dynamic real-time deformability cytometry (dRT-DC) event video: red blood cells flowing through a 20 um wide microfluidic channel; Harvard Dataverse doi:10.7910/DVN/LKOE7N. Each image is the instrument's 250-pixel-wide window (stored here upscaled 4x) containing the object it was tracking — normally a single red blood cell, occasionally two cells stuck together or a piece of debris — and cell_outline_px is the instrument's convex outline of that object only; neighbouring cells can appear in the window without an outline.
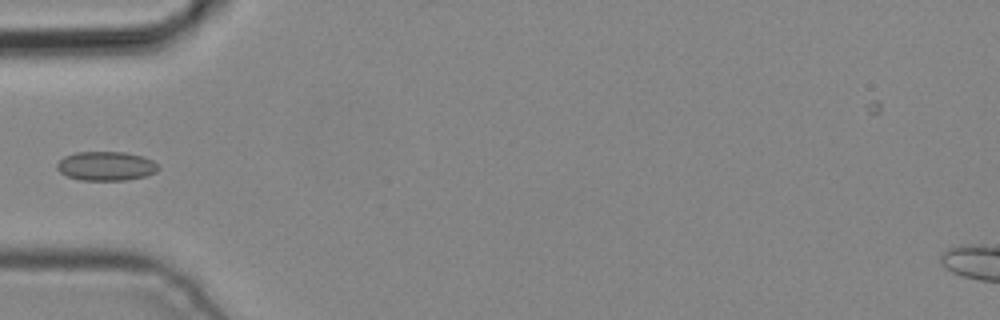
{"species": "common noctule bat (a hibernating species)", "species_latin": "Nyctalus noctula", "temperature_condition": "cold", "stored_images_in_passage": 4, "camera_frame_rate_fps": 3000, "um_per_image_px": 0.085, "animal": {"sex": "male", "body_mass_g": 19.2, "forearm_length_mm": 51.8}, "frame": {"image": 1, "passage_image": 4, "time_ms": 1.0, "image_size_px": [1000, 320], "cell_outline_px": [[160, 168], [156, 172], [144, 176], [128, 180], [80, 180], [68, 176], [60, 172], [56, 168], [56, 164], [64, 156], [76, 152], [124, 152], [144, 156], [152, 160]], "centroid_in_image_um": [9.01, 14.11], "position_along_channel_um": 76.0, "area_um2": 17.22}}